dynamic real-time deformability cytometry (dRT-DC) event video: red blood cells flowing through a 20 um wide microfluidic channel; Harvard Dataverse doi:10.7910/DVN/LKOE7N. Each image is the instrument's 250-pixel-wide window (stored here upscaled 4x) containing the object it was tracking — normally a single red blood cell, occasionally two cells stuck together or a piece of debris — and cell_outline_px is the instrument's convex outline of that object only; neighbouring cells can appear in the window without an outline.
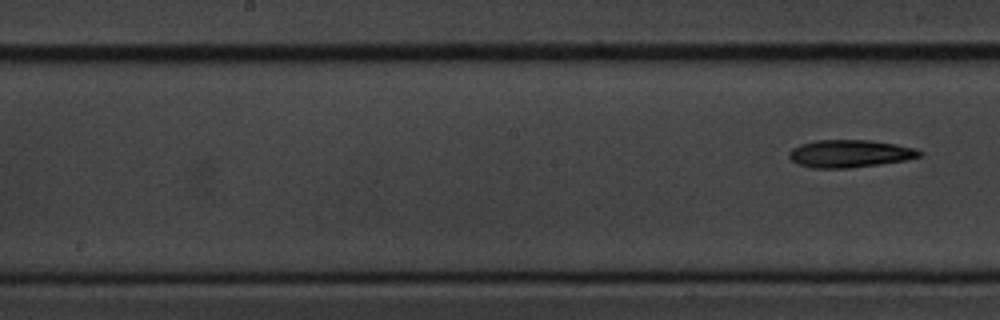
{"species": "common noctule bat (a hibernating species)", "species_latin": "Nyctalus noctula", "temperature_condition": "cold", "stored_images_in_passage": 9, "segment_of_instrument_passage": [2, 2], "camera_frame_rate_fps": 3000, "um_per_image_px": 0.085, "animal": {"sex": "male", "body_mass_g": 20.1, "forearm_length_mm": 53.5}, "frame": {"image": 1, "passage_image": 9, "time_ms": 10.0, "image_size_px": [1000, 320], "cell_outline_px": [[924, 152], [920, 156], [908, 160], [880, 164], [848, 168], [812, 168], [796, 164], [788, 156], [788, 152], [792, 148], [800, 144], [816, 140], [868, 140], [896, 144], [916, 148]], "centroid_in_image_um": [72.23, 13.06], "position_along_channel_um": 176.0, "area_um2": 21.15}}